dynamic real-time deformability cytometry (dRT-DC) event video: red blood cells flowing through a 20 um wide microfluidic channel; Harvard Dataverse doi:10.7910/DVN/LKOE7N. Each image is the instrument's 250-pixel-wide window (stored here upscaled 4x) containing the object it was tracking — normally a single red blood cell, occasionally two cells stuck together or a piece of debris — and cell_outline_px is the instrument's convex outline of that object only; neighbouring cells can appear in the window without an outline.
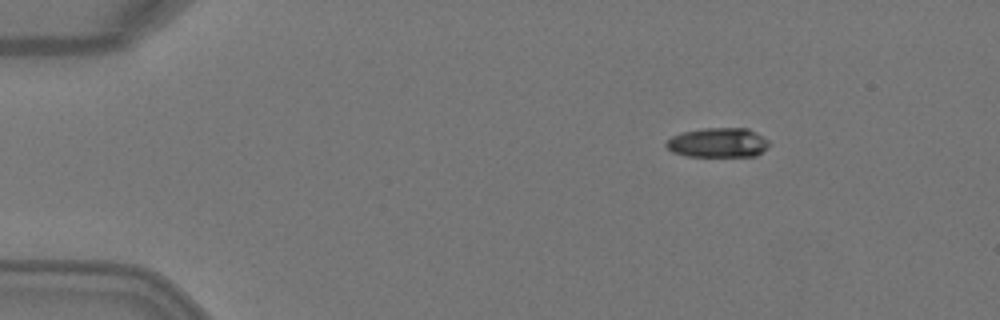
{"species": "Egyptian fruit bat (a non-hibernating species)", "species_latin": "Rousettus aegyptiacus", "temperature_condition": "warm", "stored_images_in_passage": 4, "camera_frame_rate_fps": 3000, "um_per_image_px": 0.085, "animal": {"sex": "female"}, "frame": {"image": 1, "passage_image": 1, "time_ms": 0.0, "image_size_px": [1000, 320], "cell_outline_px": [[768, 148], [756, 156], [688, 156], [672, 152], [664, 144], [672, 136], [684, 132], [704, 128], [748, 128], [768, 140]], "centroid_in_image_um": [61.04, 12.13], "position_along_channel_um": 24.0, "area_um2": 17.63}}